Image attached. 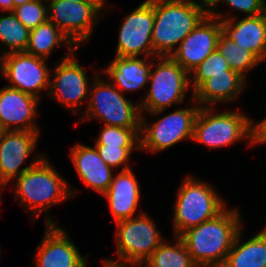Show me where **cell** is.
Instances as JSON below:
<instances>
[{
	"instance_id": "obj_22",
	"label": "cell",
	"mask_w": 266,
	"mask_h": 267,
	"mask_svg": "<svg viewBox=\"0 0 266 267\" xmlns=\"http://www.w3.org/2000/svg\"><path fill=\"white\" fill-rule=\"evenodd\" d=\"M148 57H120L116 56L109 66L102 72L107 74L111 83L124 91H137L149 82L150 68ZM148 63V64H147ZM114 81V82H113Z\"/></svg>"
},
{
	"instance_id": "obj_3",
	"label": "cell",
	"mask_w": 266,
	"mask_h": 267,
	"mask_svg": "<svg viewBox=\"0 0 266 267\" xmlns=\"http://www.w3.org/2000/svg\"><path fill=\"white\" fill-rule=\"evenodd\" d=\"M53 167L43 156L15 179V197L29 212H34L32 216H39L50 206L62 203L76 193Z\"/></svg>"
},
{
	"instance_id": "obj_37",
	"label": "cell",
	"mask_w": 266,
	"mask_h": 267,
	"mask_svg": "<svg viewBox=\"0 0 266 267\" xmlns=\"http://www.w3.org/2000/svg\"><path fill=\"white\" fill-rule=\"evenodd\" d=\"M4 54L1 56L0 55V77L5 76V63H6V56L7 53L5 51H3Z\"/></svg>"
},
{
	"instance_id": "obj_28",
	"label": "cell",
	"mask_w": 266,
	"mask_h": 267,
	"mask_svg": "<svg viewBox=\"0 0 266 267\" xmlns=\"http://www.w3.org/2000/svg\"><path fill=\"white\" fill-rule=\"evenodd\" d=\"M95 145L136 147L140 150L141 128H123L104 125Z\"/></svg>"
},
{
	"instance_id": "obj_40",
	"label": "cell",
	"mask_w": 266,
	"mask_h": 267,
	"mask_svg": "<svg viewBox=\"0 0 266 267\" xmlns=\"http://www.w3.org/2000/svg\"><path fill=\"white\" fill-rule=\"evenodd\" d=\"M14 1V8L20 6L24 3L31 2L32 0H13Z\"/></svg>"
},
{
	"instance_id": "obj_23",
	"label": "cell",
	"mask_w": 266,
	"mask_h": 267,
	"mask_svg": "<svg viewBox=\"0 0 266 267\" xmlns=\"http://www.w3.org/2000/svg\"><path fill=\"white\" fill-rule=\"evenodd\" d=\"M241 228L222 267H266V228L241 244Z\"/></svg>"
},
{
	"instance_id": "obj_4",
	"label": "cell",
	"mask_w": 266,
	"mask_h": 267,
	"mask_svg": "<svg viewBox=\"0 0 266 267\" xmlns=\"http://www.w3.org/2000/svg\"><path fill=\"white\" fill-rule=\"evenodd\" d=\"M207 182L186 177L180 185L174 208L173 226L175 236L215 218L226 207V203Z\"/></svg>"
},
{
	"instance_id": "obj_13",
	"label": "cell",
	"mask_w": 266,
	"mask_h": 267,
	"mask_svg": "<svg viewBox=\"0 0 266 267\" xmlns=\"http://www.w3.org/2000/svg\"><path fill=\"white\" fill-rule=\"evenodd\" d=\"M66 57L60 61L59 65L54 68V78L50 79L49 95L58 100L59 103L66 106L74 113L81 108V103L88 92V79L86 72L80 66L78 61L70 56L75 51H67Z\"/></svg>"
},
{
	"instance_id": "obj_36",
	"label": "cell",
	"mask_w": 266,
	"mask_h": 267,
	"mask_svg": "<svg viewBox=\"0 0 266 267\" xmlns=\"http://www.w3.org/2000/svg\"><path fill=\"white\" fill-rule=\"evenodd\" d=\"M0 7L2 11L13 12L14 10V1L13 0H0Z\"/></svg>"
},
{
	"instance_id": "obj_18",
	"label": "cell",
	"mask_w": 266,
	"mask_h": 267,
	"mask_svg": "<svg viewBox=\"0 0 266 267\" xmlns=\"http://www.w3.org/2000/svg\"><path fill=\"white\" fill-rule=\"evenodd\" d=\"M213 17L219 18L222 32L231 40L236 41L239 47L247 48L261 61L266 58V12L261 15L246 16L241 20L220 12H210Z\"/></svg>"
},
{
	"instance_id": "obj_11",
	"label": "cell",
	"mask_w": 266,
	"mask_h": 267,
	"mask_svg": "<svg viewBox=\"0 0 266 267\" xmlns=\"http://www.w3.org/2000/svg\"><path fill=\"white\" fill-rule=\"evenodd\" d=\"M123 20L119 29L116 56L140 57L141 55L156 58L152 44L154 0L142 2Z\"/></svg>"
},
{
	"instance_id": "obj_21",
	"label": "cell",
	"mask_w": 266,
	"mask_h": 267,
	"mask_svg": "<svg viewBox=\"0 0 266 267\" xmlns=\"http://www.w3.org/2000/svg\"><path fill=\"white\" fill-rule=\"evenodd\" d=\"M246 79L234 70L226 74H214L193 92V104L212 107L216 102H231L243 90ZM201 104V105H200Z\"/></svg>"
},
{
	"instance_id": "obj_41",
	"label": "cell",
	"mask_w": 266,
	"mask_h": 267,
	"mask_svg": "<svg viewBox=\"0 0 266 267\" xmlns=\"http://www.w3.org/2000/svg\"><path fill=\"white\" fill-rule=\"evenodd\" d=\"M6 130L2 127V125L0 124V139L2 138V136H3V134H4V132H5Z\"/></svg>"
},
{
	"instance_id": "obj_12",
	"label": "cell",
	"mask_w": 266,
	"mask_h": 267,
	"mask_svg": "<svg viewBox=\"0 0 266 267\" xmlns=\"http://www.w3.org/2000/svg\"><path fill=\"white\" fill-rule=\"evenodd\" d=\"M222 33L220 19L207 14L177 45L171 57L189 74L217 50Z\"/></svg>"
},
{
	"instance_id": "obj_29",
	"label": "cell",
	"mask_w": 266,
	"mask_h": 267,
	"mask_svg": "<svg viewBox=\"0 0 266 267\" xmlns=\"http://www.w3.org/2000/svg\"><path fill=\"white\" fill-rule=\"evenodd\" d=\"M226 70H231L226 59L218 50L212 52L202 63H200L191 73L192 99L193 92L208 78L214 74H226Z\"/></svg>"
},
{
	"instance_id": "obj_20",
	"label": "cell",
	"mask_w": 266,
	"mask_h": 267,
	"mask_svg": "<svg viewBox=\"0 0 266 267\" xmlns=\"http://www.w3.org/2000/svg\"><path fill=\"white\" fill-rule=\"evenodd\" d=\"M71 158L87 186L101 194L108 190L113 180L112 168L101 159L96 147L78 144L71 149Z\"/></svg>"
},
{
	"instance_id": "obj_31",
	"label": "cell",
	"mask_w": 266,
	"mask_h": 267,
	"mask_svg": "<svg viewBox=\"0 0 266 267\" xmlns=\"http://www.w3.org/2000/svg\"><path fill=\"white\" fill-rule=\"evenodd\" d=\"M99 152L101 159L111 168H118V166L124 165L122 170L130 169V166L126 163L130 157L131 152L135 147H119V146H107V145H95Z\"/></svg>"
},
{
	"instance_id": "obj_39",
	"label": "cell",
	"mask_w": 266,
	"mask_h": 267,
	"mask_svg": "<svg viewBox=\"0 0 266 267\" xmlns=\"http://www.w3.org/2000/svg\"><path fill=\"white\" fill-rule=\"evenodd\" d=\"M47 1V0H44ZM58 1H72V2H105V0H49L50 2H58Z\"/></svg>"
},
{
	"instance_id": "obj_16",
	"label": "cell",
	"mask_w": 266,
	"mask_h": 267,
	"mask_svg": "<svg viewBox=\"0 0 266 267\" xmlns=\"http://www.w3.org/2000/svg\"><path fill=\"white\" fill-rule=\"evenodd\" d=\"M39 131H5L0 139V169L10 182L34 166L43 156L37 155L29 166L20 169L37 145Z\"/></svg>"
},
{
	"instance_id": "obj_17",
	"label": "cell",
	"mask_w": 266,
	"mask_h": 267,
	"mask_svg": "<svg viewBox=\"0 0 266 267\" xmlns=\"http://www.w3.org/2000/svg\"><path fill=\"white\" fill-rule=\"evenodd\" d=\"M39 103L34 96L9 86L3 87L0 89V124L6 131H39L34 122Z\"/></svg>"
},
{
	"instance_id": "obj_8",
	"label": "cell",
	"mask_w": 266,
	"mask_h": 267,
	"mask_svg": "<svg viewBox=\"0 0 266 267\" xmlns=\"http://www.w3.org/2000/svg\"><path fill=\"white\" fill-rule=\"evenodd\" d=\"M117 253L120 261L143 264L163 241L154 221L146 213L116 222Z\"/></svg>"
},
{
	"instance_id": "obj_26",
	"label": "cell",
	"mask_w": 266,
	"mask_h": 267,
	"mask_svg": "<svg viewBox=\"0 0 266 267\" xmlns=\"http://www.w3.org/2000/svg\"><path fill=\"white\" fill-rule=\"evenodd\" d=\"M217 50L226 59L230 69L238 72L245 79L246 72L261 62L253 52L239 47L236 41L228 38L223 32L219 37Z\"/></svg>"
},
{
	"instance_id": "obj_33",
	"label": "cell",
	"mask_w": 266,
	"mask_h": 267,
	"mask_svg": "<svg viewBox=\"0 0 266 267\" xmlns=\"http://www.w3.org/2000/svg\"><path fill=\"white\" fill-rule=\"evenodd\" d=\"M254 143L266 144V117L254 124Z\"/></svg>"
},
{
	"instance_id": "obj_35",
	"label": "cell",
	"mask_w": 266,
	"mask_h": 267,
	"mask_svg": "<svg viewBox=\"0 0 266 267\" xmlns=\"http://www.w3.org/2000/svg\"><path fill=\"white\" fill-rule=\"evenodd\" d=\"M105 267H129L127 266L126 264L127 263H123V262H118L117 260H112V259H104L103 262ZM132 267H136V266H140L141 267V264L139 263H132Z\"/></svg>"
},
{
	"instance_id": "obj_1",
	"label": "cell",
	"mask_w": 266,
	"mask_h": 267,
	"mask_svg": "<svg viewBox=\"0 0 266 267\" xmlns=\"http://www.w3.org/2000/svg\"><path fill=\"white\" fill-rule=\"evenodd\" d=\"M240 211L226 208L215 218L183 232L184 242L196 266L222 267L236 234L242 227Z\"/></svg>"
},
{
	"instance_id": "obj_32",
	"label": "cell",
	"mask_w": 266,
	"mask_h": 267,
	"mask_svg": "<svg viewBox=\"0 0 266 267\" xmlns=\"http://www.w3.org/2000/svg\"><path fill=\"white\" fill-rule=\"evenodd\" d=\"M222 2H225L236 10L244 12L247 16L261 15L266 12L265 0H222Z\"/></svg>"
},
{
	"instance_id": "obj_24",
	"label": "cell",
	"mask_w": 266,
	"mask_h": 267,
	"mask_svg": "<svg viewBox=\"0 0 266 267\" xmlns=\"http://www.w3.org/2000/svg\"><path fill=\"white\" fill-rule=\"evenodd\" d=\"M61 43L67 45L69 51L78 49L53 22L47 20L30 30L29 42L25 52L47 59L55 46H60Z\"/></svg>"
},
{
	"instance_id": "obj_2",
	"label": "cell",
	"mask_w": 266,
	"mask_h": 267,
	"mask_svg": "<svg viewBox=\"0 0 266 267\" xmlns=\"http://www.w3.org/2000/svg\"><path fill=\"white\" fill-rule=\"evenodd\" d=\"M206 15V11L190 0H154V53L157 56H171L178 48L176 45L180 44Z\"/></svg>"
},
{
	"instance_id": "obj_38",
	"label": "cell",
	"mask_w": 266,
	"mask_h": 267,
	"mask_svg": "<svg viewBox=\"0 0 266 267\" xmlns=\"http://www.w3.org/2000/svg\"><path fill=\"white\" fill-rule=\"evenodd\" d=\"M9 181L8 179L3 175L1 169H0V192H1V188H4L6 187V185H8ZM1 195V194H0ZM0 201H1V196H0Z\"/></svg>"
},
{
	"instance_id": "obj_19",
	"label": "cell",
	"mask_w": 266,
	"mask_h": 267,
	"mask_svg": "<svg viewBox=\"0 0 266 267\" xmlns=\"http://www.w3.org/2000/svg\"><path fill=\"white\" fill-rule=\"evenodd\" d=\"M141 189L131 168L122 170L113 178L110 187L103 194L115 222L133 218L140 201Z\"/></svg>"
},
{
	"instance_id": "obj_9",
	"label": "cell",
	"mask_w": 266,
	"mask_h": 267,
	"mask_svg": "<svg viewBox=\"0 0 266 267\" xmlns=\"http://www.w3.org/2000/svg\"><path fill=\"white\" fill-rule=\"evenodd\" d=\"M199 105L178 109L148 126L141 115L140 150L163 151L181 140H192L194 123L200 110Z\"/></svg>"
},
{
	"instance_id": "obj_27",
	"label": "cell",
	"mask_w": 266,
	"mask_h": 267,
	"mask_svg": "<svg viewBox=\"0 0 266 267\" xmlns=\"http://www.w3.org/2000/svg\"><path fill=\"white\" fill-rule=\"evenodd\" d=\"M30 30L25 27L13 12L0 16V41L9 47L7 54L24 52L28 46Z\"/></svg>"
},
{
	"instance_id": "obj_6",
	"label": "cell",
	"mask_w": 266,
	"mask_h": 267,
	"mask_svg": "<svg viewBox=\"0 0 266 267\" xmlns=\"http://www.w3.org/2000/svg\"><path fill=\"white\" fill-rule=\"evenodd\" d=\"M157 66L152 62L150 68L147 95L140 103L142 111L156 115L162 113L172 104L183 103L191 82L190 74L185 71L171 56H157ZM154 71H151L152 68Z\"/></svg>"
},
{
	"instance_id": "obj_25",
	"label": "cell",
	"mask_w": 266,
	"mask_h": 267,
	"mask_svg": "<svg viewBox=\"0 0 266 267\" xmlns=\"http://www.w3.org/2000/svg\"><path fill=\"white\" fill-rule=\"evenodd\" d=\"M174 245L163 240L150 257L142 264L147 267H195L191 256L179 236L174 237Z\"/></svg>"
},
{
	"instance_id": "obj_7",
	"label": "cell",
	"mask_w": 266,
	"mask_h": 267,
	"mask_svg": "<svg viewBox=\"0 0 266 267\" xmlns=\"http://www.w3.org/2000/svg\"><path fill=\"white\" fill-rule=\"evenodd\" d=\"M93 79L83 121L101 119L108 126L141 128L140 104L127 100L117 87L98 78V75Z\"/></svg>"
},
{
	"instance_id": "obj_5",
	"label": "cell",
	"mask_w": 266,
	"mask_h": 267,
	"mask_svg": "<svg viewBox=\"0 0 266 267\" xmlns=\"http://www.w3.org/2000/svg\"><path fill=\"white\" fill-rule=\"evenodd\" d=\"M214 107H200L194 123L193 140L208 148L228 146L239 139L254 145V123L245 114L234 111L215 113Z\"/></svg>"
},
{
	"instance_id": "obj_15",
	"label": "cell",
	"mask_w": 266,
	"mask_h": 267,
	"mask_svg": "<svg viewBox=\"0 0 266 267\" xmlns=\"http://www.w3.org/2000/svg\"><path fill=\"white\" fill-rule=\"evenodd\" d=\"M44 237L36 253V267H85V256H81L67 233L49 216L44 217Z\"/></svg>"
},
{
	"instance_id": "obj_34",
	"label": "cell",
	"mask_w": 266,
	"mask_h": 267,
	"mask_svg": "<svg viewBox=\"0 0 266 267\" xmlns=\"http://www.w3.org/2000/svg\"><path fill=\"white\" fill-rule=\"evenodd\" d=\"M193 4L196 6L202 8L204 11H206L207 14L210 12H217L218 8L216 7L217 3H220V0H202V2L197 3L194 0H190ZM206 7V8H205Z\"/></svg>"
},
{
	"instance_id": "obj_14",
	"label": "cell",
	"mask_w": 266,
	"mask_h": 267,
	"mask_svg": "<svg viewBox=\"0 0 266 267\" xmlns=\"http://www.w3.org/2000/svg\"><path fill=\"white\" fill-rule=\"evenodd\" d=\"M45 60L25 51L7 54L4 76L10 81L7 86L40 99V91L50 88L51 72Z\"/></svg>"
},
{
	"instance_id": "obj_10",
	"label": "cell",
	"mask_w": 266,
	"mask_h": 267,
	"mask_svg": "<svg viewBox=\"0 0 266 267\" xmlns=\"http://www.w3.org/2000/svg\"><path fill=\"white\" fill-rule=\"evenodd\" d=\"M105 2L58 1L47 5L48 20L79 49L91 37Z\"/></svg>"
},
{
	"instance_id": "obj_30",
	"label": "cell",
	"mask_w": 266,
	"mask_h": 267,
	"mask_svg": "<svg viewBox=\"0 0 266 267\" xmlns=\"http://www.w3.org/2000/svg\"><path fill=\"white\" fill-rule=\"evenodd\" d=\"M43 0H32L14 8L17 19L29 30L48 20L47 5Z\"/></svg>"
}]
</instances>
